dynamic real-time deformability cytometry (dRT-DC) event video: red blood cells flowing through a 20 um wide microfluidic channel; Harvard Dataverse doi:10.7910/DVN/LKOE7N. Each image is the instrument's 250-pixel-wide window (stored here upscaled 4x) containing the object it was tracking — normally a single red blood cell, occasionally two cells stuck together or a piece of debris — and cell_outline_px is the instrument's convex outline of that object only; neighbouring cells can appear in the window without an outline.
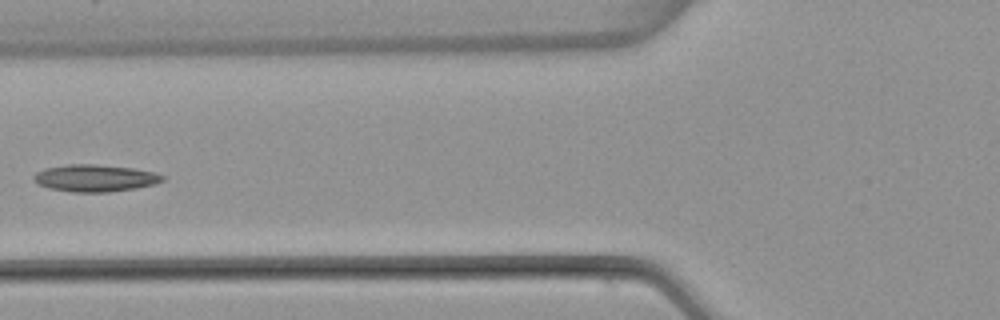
{"species": "common noctule bat (a hibernating species)", "species_latin": "Nyctalus noctula", "temperature_condition": "warm", "stored_images_in_passage": 6, "camera_frame_rate_fps": 3000, "um_per_image_px": 0.085, "animal": {"sex": "female", "body_mass_g": 22.7, "forearm_length_mm": 54.2}, "frame": {"image": 1, "passage_image": 5, "time_ms": 1.333, "image_size_px": [1000, 320], "cell_outline_px": [[164, 180], [156, 184], [136, 188], [108, 192], [72, 192], [48, 188], [40, 184], [32, 176], [36, 172], [44, 168], [68, 164], [96, 164], [132, 168], [156, 172], [164, 176]], "centroid_in_image_um": [8.1, 15.13], "position_along_channel_um": 117.7, "area_um2": 20.35}}
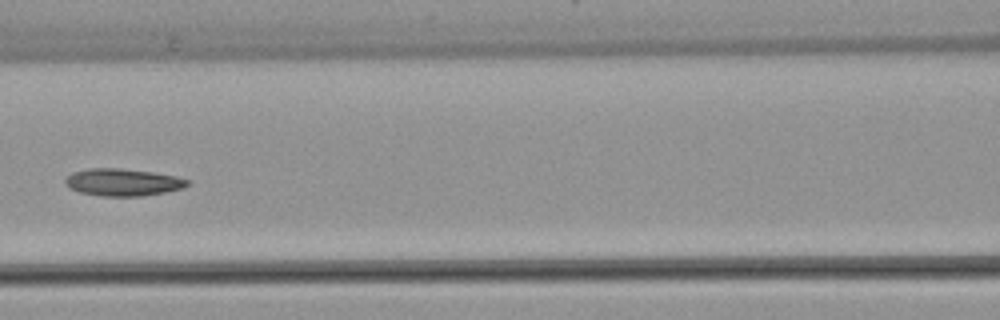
{"frame": {"image": 2, "passage_image": 6, "time_ms": 1.667, "image_size_px": [1000, 320], "cell_outline_px": [[188, 184], [184, 188], [164, 192], [140, 196], [100, 196], [80, 192], [68, 188], [64, 184], [64, 180], [72, 172], [88, 168], [120, 168], [152, 172], [176, 176], [188, 180]], "centroid_in_image_um": [10.39, 15.49], "position_along_channel_um": 156.2, "area_um2": 19.42}}